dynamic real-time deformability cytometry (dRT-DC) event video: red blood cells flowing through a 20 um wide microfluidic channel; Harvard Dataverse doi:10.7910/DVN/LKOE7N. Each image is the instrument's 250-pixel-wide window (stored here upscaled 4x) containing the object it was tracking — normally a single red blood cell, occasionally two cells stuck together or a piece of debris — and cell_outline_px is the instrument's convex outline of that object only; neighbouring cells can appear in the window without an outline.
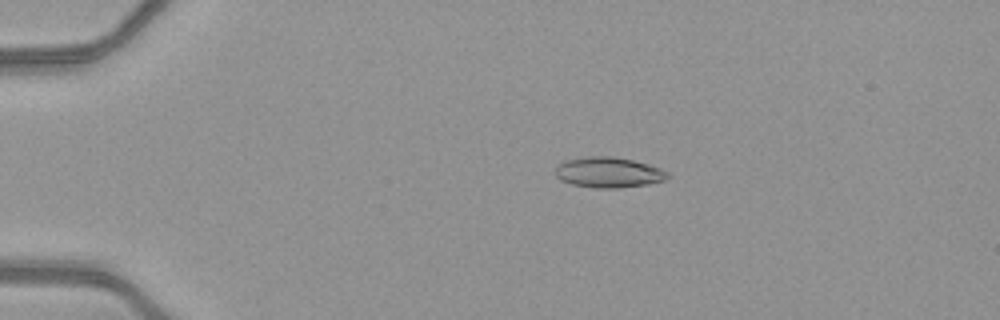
{"species": "common noctule bat (a hibernating species)", "species_latin": "Nyctalus noctula", "temperature_condition": "warm", "stored_images_in_passage": 52, "camera_frame_rate_fps": 3000, "um_per_image_px": 0.085, "animal": {"sex": "female", "body_mass_g": 21.9}, "frame": {"image": 1, "passage_image": 12, "time_ms": 3.667, "image_size_px": [1000, 320], "cell_outline_px": [[672, 176], [664, 180], [648, 184], [620, 188], [596, 188], [572, 184], [560, 180], [556, 176], [556, 168], [564, 160], [588, 156], [612, 156], [632, 160], [648, 164], [660, 168], [668, 172]], "centroid_in_image_um": [51.75, 14.65], "position_along_channel_um": 33.3, "area_um2": 20.0}}
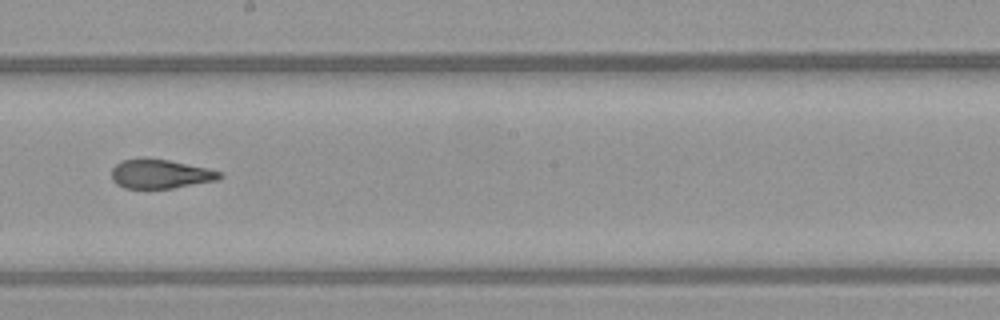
{"frame": {"image": 2, "passage_image": 31, "time_ms": 10.0, "image_size_px": [1000, 320], "cell_outline_px": [[224, 176], [216, 180], [172, 188], [124, 188], [116, 184], [112, 180], [112, 168], [120, 160], [144, 156], [168, 160], [208, 168], [224, 172]], "centroid_in_image_um": [13.6, 14.76], "position_along_channel_um": 234.6, "area_um2": 18.67}}
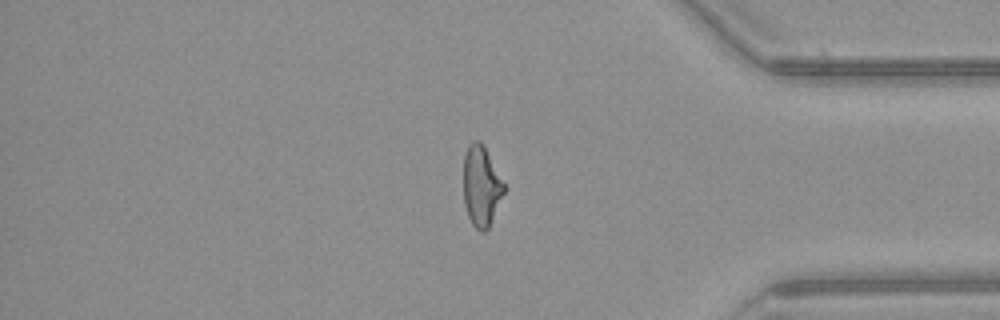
{"frame": {"image": 3, "passage_image": 44, "time_ms": 14.333, "image_size_px": [1000, 320], "cell_outline_px": [[504, 192], [488, 228], [484, 232], [480, 232], [472, 224], [468, 216], [464, 204], [464, 156], [468, 144], [472, 140], [480, 140], [484, 144], [504, 184]], "centroid_in_image_um": [40.89, 15.78], "position_along_channel_um": 394.3, "area_um2": 18.9}, "authors_computed_cell_mechanics": {"area_um2": 19.4786, "velocity_mm_per_s": 4.1496, "shape_relaxation_time_tau1_ms": 6.5207, "shape_relaxation_time_tau2_ms": 1.3081, "deformation_change_tau1": 0.2299, "deformation_change_tau2": 0.1072}}